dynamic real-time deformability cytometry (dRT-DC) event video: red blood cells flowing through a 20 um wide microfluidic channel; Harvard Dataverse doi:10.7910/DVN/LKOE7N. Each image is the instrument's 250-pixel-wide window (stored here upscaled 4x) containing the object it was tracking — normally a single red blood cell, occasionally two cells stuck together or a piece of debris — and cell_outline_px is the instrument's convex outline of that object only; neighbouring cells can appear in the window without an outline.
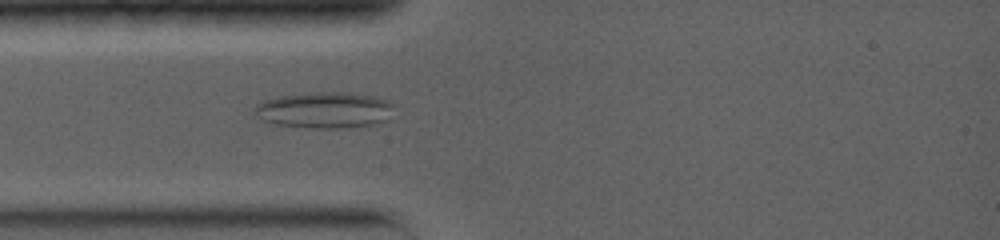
{"species": "common noctule bat (a hibernating species)", "species_latin": "Nyctalus noctula", "temperature_condition": "warm", "stored_images_in_passage": 9, "camera_frame_rate_fps": 5000, "um_per_image_px": 0.085, "animal": {"sex": "female", "body_mass_g": 19.0, "forearm_length_mm": 56.7}, "frame": {"image": 1, "passage_image": 4, "time_ms": 2.8, "image_size_px": [1000, 240], "cell_outline_px": [[396, 104], [384, 120], [376, 124], [348, 128], [312, 128], [276, 124], [264, 120], [256, 116], [252, 108], [256, 104], [264, 100], [276, 96], [308, 92], [352, 92], [372, 96], [388, 100]], "centroid_in_image_um": [27.56, 9.34], "position_along_channel_um": 57.4, "area_um2": 29.71}}
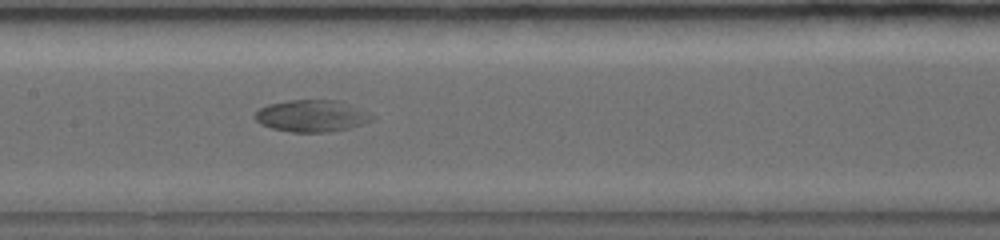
{"frame": {"image": 2, "passage_image": 8, "time_ms": 6.2, "image_size_px": [1000, 240], "cell_outline_px": [[376, 116], [372, 120], [352, 128], [328, 132], [292, 132], [272, 128], [260, 124], [256, 120], [256, 112], [260, 108], [268, 104], [288, 100], [336, 100], [372, 112]], "centroid_in_image_um": [26.55, 9.85], "position_along_channel_um": 180.8, "area_um2": 21.85}}